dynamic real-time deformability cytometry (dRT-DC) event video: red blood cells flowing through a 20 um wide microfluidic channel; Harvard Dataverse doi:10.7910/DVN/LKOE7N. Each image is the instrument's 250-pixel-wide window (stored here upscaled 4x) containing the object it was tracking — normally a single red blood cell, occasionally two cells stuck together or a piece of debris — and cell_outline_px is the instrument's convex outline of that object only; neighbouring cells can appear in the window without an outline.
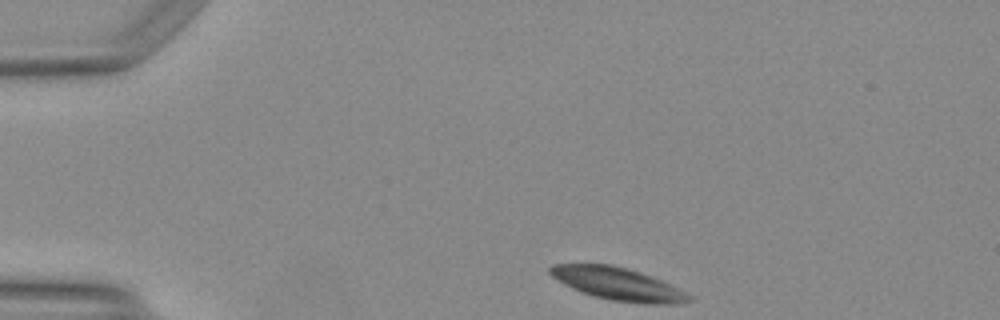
{"species": "Egyptian fruit bat (a non-hibernating species)", "species_latin": "Rousettus aegyptiacus", "temperature_condition": "warm", "stored_images_in_passage": 9, "camera_frame_rate_fps": 3000, "um_per_image_px": 0.085, "animal": {"sex": "female"}, "frame": {"image": 1, "passage_image": 1, "time_ms": 0.0, "image_size_px": [1000, 320], "cell_outline_px": [[696, 300], [680, 304], [640, 304], [612, 300], [580, 292], [564, 284], [552, 276], [548, 272], [548, 268], [552, 264], [612, 264], [640, 272], [660, 280], [696, 296]], "centroid_in_image_um": [52.59, 24.15], "position_along_channel_um": 32.4, "area_um2": 26.65}}
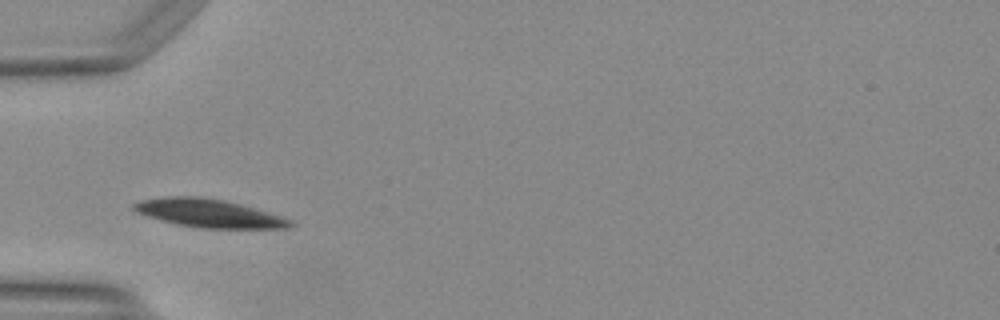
{"frame": {"image": 2, "passage_image": 8, "time_ms": 2.333, "image_size_px": [1000, 320], "cell_outline_px": [[296, 224], [292, 228], [200, 228], [176, 224], [148, 216], [136, 212], [132, 208], [132, 204], [140, 200], [164, 196], [200, 196], [224, 200], [240, 204], [268, 212], [292, 220]], "centroid_in_image_um": [17.75, 18.12], "position_along_channel_um": 67.2, "area_um2": 25.78}}